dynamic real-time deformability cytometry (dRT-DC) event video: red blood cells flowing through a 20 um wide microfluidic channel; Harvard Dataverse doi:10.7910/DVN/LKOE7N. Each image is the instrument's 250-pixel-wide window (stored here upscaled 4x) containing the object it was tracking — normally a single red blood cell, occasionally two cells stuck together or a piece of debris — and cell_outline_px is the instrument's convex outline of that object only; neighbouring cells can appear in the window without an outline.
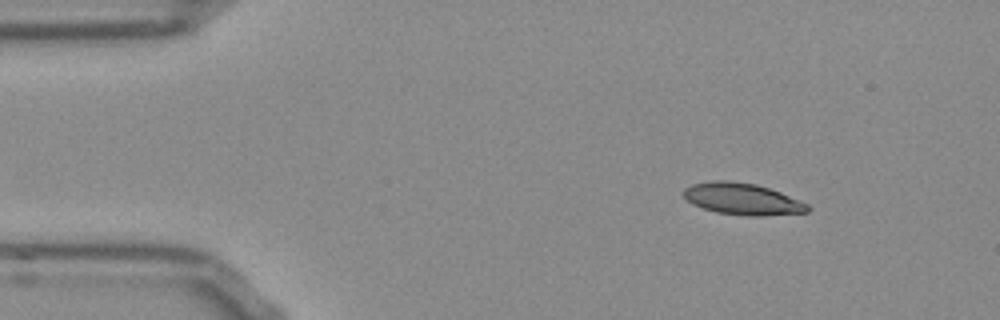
{"species": "Egyptian fruit bat (a non-hibernating species)", "species_latin": "Rousettus aegyptiacus", "temperature_condition": "room temperature", "stored_images_in_passage": 47, "camera_frame_rate_fps": 3000, "um_per_image_px": 0.085, "frame": {"image": 1, "passage_image": 1, "time_ms": 0.0, "image_size_px": [1000, 320], "cell_outline_px": [[812, 208], [808, 212], [760, 216], [748, 216], [716, 212], [692, 204], [684, 196], [684, 188], [692, 184], [712, 180], [728, 180], [756, 184], [780, 192], [808, 204]], "centroid_in_image_um": [63.11, 16.91], "position_along_channel_um": 21.9, "area_um2": 22.83}}
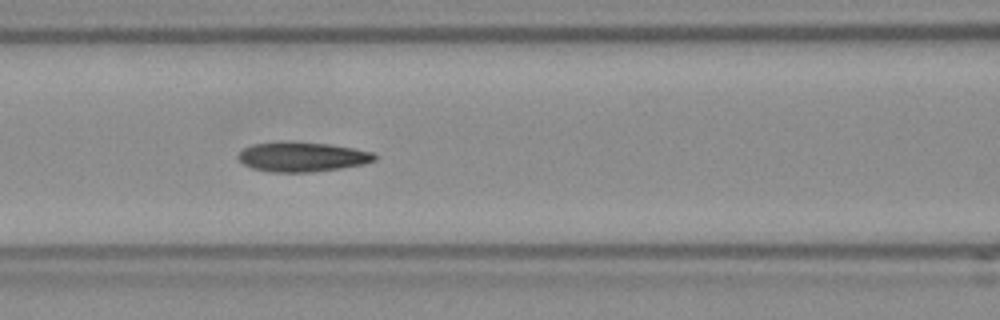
{"frame": {"image": 2, "passage_image": 16, "time_ms": 5.0, "image_size_px": [1000, 320], "cell_outline_px": [[376, 160], [364, 164], [340, 168], [312, 172], [272, 172], [252, 168], [244, 164], [236, 156], [244, 148], [252, 144], [276, 140], [284, 140], [328, 144], [352, 148], [372, 152], [376, 156]], "centroid_in_image_um": [25.64, 13.31], "position_along_channel_um": 141.0, "area_um2": 23.81}}
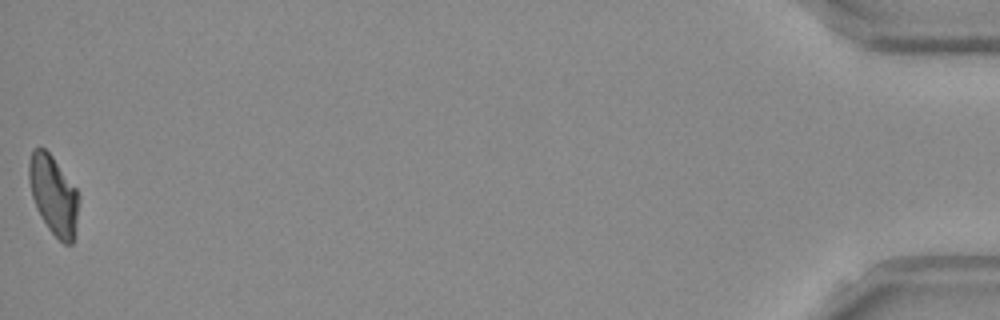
{"frame": {"image": 3, "passage_image": 47, "time_ms": 15.333, "image_size_px": [1000, 320], "cell_outline_px": [[80, 196], [72, 244], [64, 244], [48, 228], [40, 216], [36, 208], [32, 196], [28, 180], [28, 164], [32, 148], [44, 148], [52, 156], [76, 188]], "centroid_in_image_um": [4.53, 16.55], "position_along_channel_um": 430.7, "area_um2": 22.83}, "authors_computed_cell_mechanics": {"area_um2": 23.3512, "velocity_mm_per_s": 3.804, "shape_relaxation_time_tau1_ms": 10.8662, "shape_relaxation_time_tau2_ms": 3.5397, "deformation_change_tau1": 0.2387, "deformation_change_tau2": 0.1105}}